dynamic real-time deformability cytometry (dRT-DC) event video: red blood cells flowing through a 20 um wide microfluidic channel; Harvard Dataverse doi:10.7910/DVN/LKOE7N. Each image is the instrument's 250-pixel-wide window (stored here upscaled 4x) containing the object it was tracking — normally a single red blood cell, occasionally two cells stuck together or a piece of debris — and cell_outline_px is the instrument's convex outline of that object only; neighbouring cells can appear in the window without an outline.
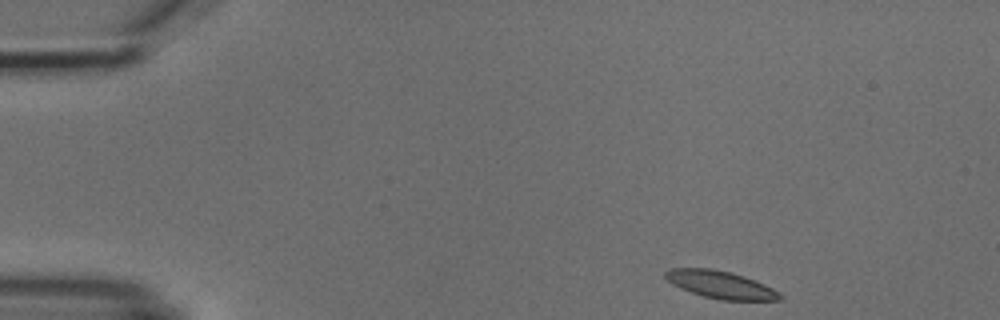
{"species": "common noctule bat (a hibernating species)", "species_latin": "Nyctalus noctula", "temperature_condition": "cold", "stored_images_in_passage": 4, "camera_frame_rate_fps": 3000, "um_per_image_px": 0.085, "animal": {"sex": "male", "body_mass_g": 18.8}, "frame": {"image": 1, "passage_image": 1, "time_ms": 0.0, "image_size_px": [1000, 320], "cell_outline_px": [[784, 296], [780, 300], [720, 300], [704, 296], [680, 288], [672, 284], [664, 276], [664, 272], [668, 268], [712, 268], [732, 272], [744, 276], [764, 284], [772, 288]], "centroid_in_image_um": [61.23, 24.18], "position_along_channel_um": 23.8, "area_um2": 18.38}}
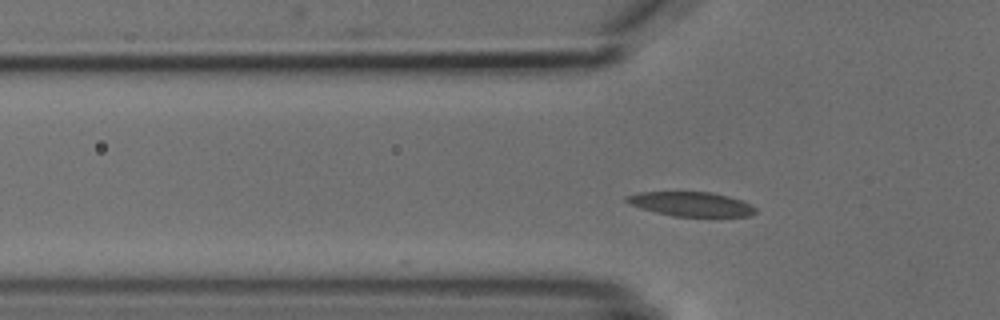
{"frame": {"image": 2, "passage_image": 4, "time_ms": 3.333, "image_size_px": [1000, 320], "cell_outline_px": [[756, 212], [752, 216], [672, 216], [640, 208], [628, 204], [624, 200], [624, 196], [640, 192], [712, 192], [728, 196], [740, 200], [756, 208]], "centroid_in_image_um": [58.69, 17.34], "position_along_channel_um": 67.1, "area_um2": 18.26}}